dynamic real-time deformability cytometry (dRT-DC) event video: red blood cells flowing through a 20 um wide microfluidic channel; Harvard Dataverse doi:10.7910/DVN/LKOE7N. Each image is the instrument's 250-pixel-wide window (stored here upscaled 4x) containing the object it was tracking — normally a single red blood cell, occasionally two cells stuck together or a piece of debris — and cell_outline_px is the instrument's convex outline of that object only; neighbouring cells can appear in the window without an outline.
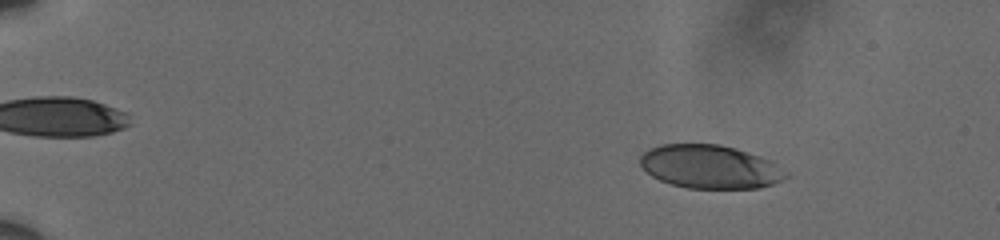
{"species": "human", "species_latin": "Homo sapiens", "temperature_condition": "cold", "stored_images_in_passage": 59, "camera_frame_rate_fps": 3000, "um_per_image_px": 0.085, "donor": {"sex": "male"}, "frame": {"image": 1, "passage_image": 9, "time_ms": 2.667, "image_size_px": [1000, 240], "cell_outline_px": [[788, 176], [772, 184], [756, 188], [688, 188], [672, 184], [660, 180], [652, 176], [640, 164], [640, 156], [644, 152], [652, 148], [664, 144], [720, 144], [736, 148], [760, 156], [768, 160], [788, 172]], "centroid_in_image_um": [60.35, 14.17], "position_along_channel_um": 24.7, "area_um2": 36.59}}
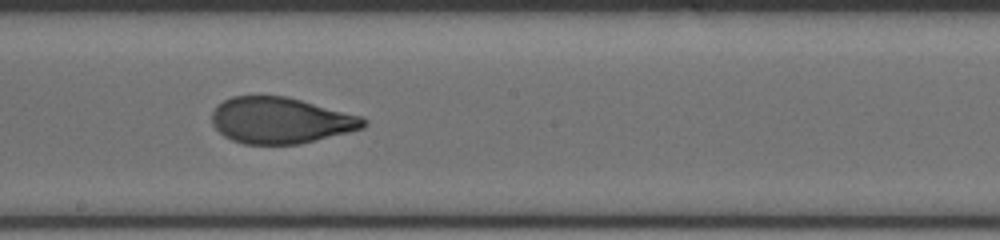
{"frame": {"image": 2, "passage_image": 36, "time_ms": 11.667, "image_size_px": [1000, 240], "cell_outline_px": [[368, 124], [364, 128], [300, 144], [244, 144], [232, 140], [224, 136], [212, 124], [212, 112], [224, 100], [232, 96], [288, 96], [364, 116], [368, 120]], "centroid_in_image_um": [23.9, 10.23], "position_along_channel_um": 224.3, "area_um2": 41.04}}
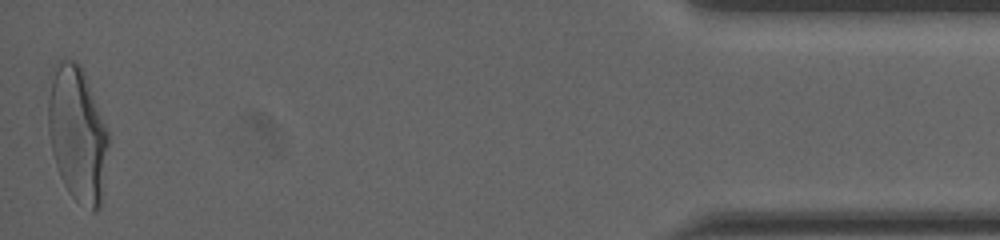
{"frame": {"image": 3, "passage_image": 59, "time_ms": 19.333, "image_size_px": [1000, 240], "cell_outline_px": [[108, 144], [100, 208], [96, 212], [92, 212], [76, 200], [68, 192], [60, 176], [52, 152], [48, 132], [48, 100], [52, 80], [60, 60], [72, 60], [80, 64], [84, 72], [108, 132]], "centroid_in_image_um": [6.58, 11.45], "position_along_channel_um": 428.6, "area_um2": 46.64}, "authors_computed_cell_mechanics": {"area_um2": 41.2692, "velocity_mm_per_s": 3.6089, "shape_relaxation_time_tau1_ms": 4.6459, "shape_relaxation_time_tau2_ms": 0.9078, "deformation_change_tau1": 0.1844, "deformation_change_tau2": 0.0617}}